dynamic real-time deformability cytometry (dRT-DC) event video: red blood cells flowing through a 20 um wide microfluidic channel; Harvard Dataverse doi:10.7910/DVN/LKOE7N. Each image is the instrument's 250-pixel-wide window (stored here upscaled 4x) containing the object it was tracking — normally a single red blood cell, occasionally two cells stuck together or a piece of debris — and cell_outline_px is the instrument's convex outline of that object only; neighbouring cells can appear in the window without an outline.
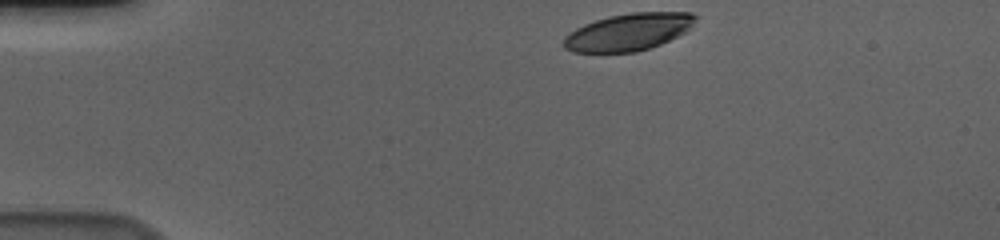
{"species": "human", "species_latin": "Homo sapiens", "temperature_condition": "cold", "stored_images_in_passage": 31, "camera_frame_rate_fps": 3000, "um_per_image_px": 0.085, "donor": {"sex": "male"}, "frame": {"image": 1, "passage_image": 1, "time_ms": 0.0, "image_size_px": [1000, 240], "cell_outline_px": [[700, 16], [684, 32], [660, 44], [636, 52], [572, 52], [564, 48], [564, 36], [568, 32], [584, 24], [608, 16], [632, 12], [692, 12]], "centroid_in_image_um": [53.4, 2.71], "position_along_channel_um": 31.6, "area_um2": 28.5}}
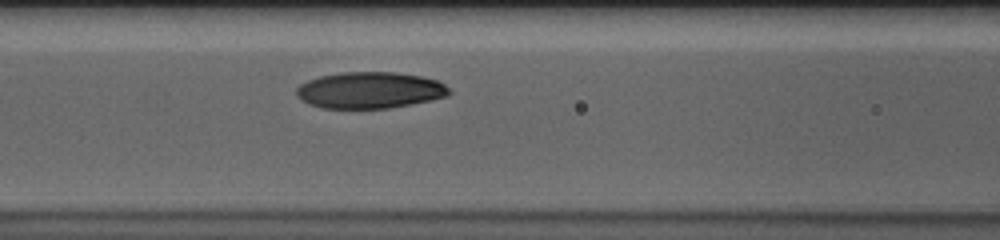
{"frame": {"image": 2, "passage_image": 15, "time_ms": 4.667, "image_size_px": [1000, 240], "cell_outline_px": [[452, 92], [448, 96], [432, 100], [412, 104], [388, 108], [320, 108], [308, 104], [300, 100], [296, 96], [296, 88], [300, 84], [308, 80], [320, 76], [340, 72], [392, 72], [420, 76], [436, 80], [444, 84]], "centroid_in_image_um": [31.41, 7.67], "position_along_channel_um": 135.2, "area_um2": 32.6}}
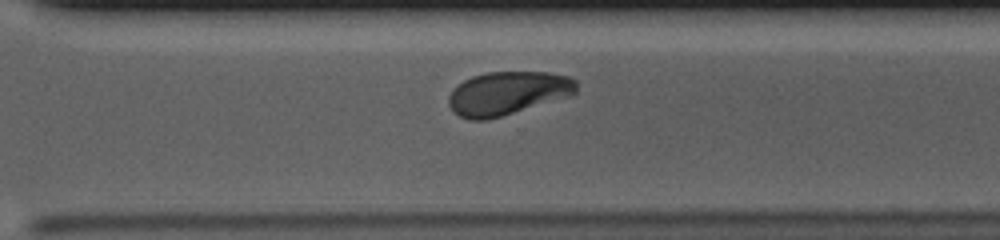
{"frame": {"image": 3, "passage_image": 31, "time_ms": 10.0, "image_size_px": [1000, 240], "cell_outline_px": [[576, 92], [564, 96], [488, 120], [468, 120], [460, 116], [448, 104], [448, 96], [464, 80], [472, 76], [488, 72], [548, 72], [568, 76], [576, 80]], "centroid_in_image_um": [43.1, 7.91], "position_along_channel_um": 327.5, "area_um2": 31.5}}